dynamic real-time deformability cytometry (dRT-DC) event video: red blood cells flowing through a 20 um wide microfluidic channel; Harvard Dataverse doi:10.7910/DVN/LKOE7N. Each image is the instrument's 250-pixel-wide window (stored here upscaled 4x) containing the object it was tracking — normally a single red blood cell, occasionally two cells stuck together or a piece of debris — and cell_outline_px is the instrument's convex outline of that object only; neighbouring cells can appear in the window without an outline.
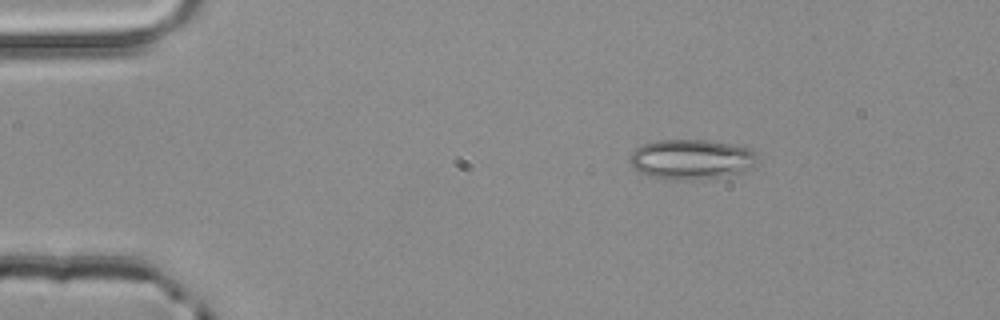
{"species": "common noctule bat (a hibernating species)", "species_latin": "Nyctalus noctula", "temperature_condition": "room temperature", "stored_images_in_passage": 3, "camera_frame_rate_fps": 3000, "um_per_image_px": 0.085, "animal": {"sex": "male", "body_mass_g": 20.4}, "frame": {"image": 1, "passage_image": 1, "time_ms": 0.0, "image_size_px": [1000, 320], "cell_outline_px": [[756, 164], [748, 168], [728, 176], [692, 180], [660, 180], [648, 176], [632, 168], [628, 160], [628, 156], [636, 148], [644, 144], [660, 140], [708, 140], [748, 148], [756, 152]], "centroid_in_image_um": [58.69, 13.56], "position_along_channel_um": 26.3, "area_um2": 29.94}}